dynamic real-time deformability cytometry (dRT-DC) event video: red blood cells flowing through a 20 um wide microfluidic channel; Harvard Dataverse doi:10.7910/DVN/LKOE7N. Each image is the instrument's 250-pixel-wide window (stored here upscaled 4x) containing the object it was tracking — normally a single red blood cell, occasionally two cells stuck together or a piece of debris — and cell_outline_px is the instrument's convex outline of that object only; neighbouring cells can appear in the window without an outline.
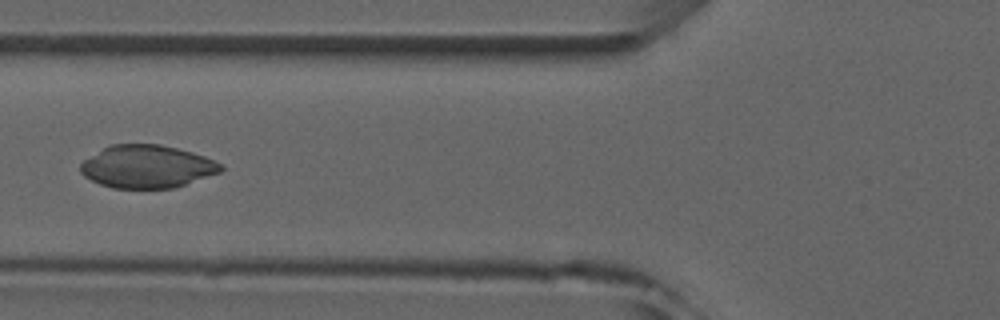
{"species": "common noctule bat (a hibernating species)", "species_latin": "Nyctalus noctula", "temperature_condition": "room temperature", "stored_images_in_passage": 5, "camera_frame_rate_fps": 3000, "um_per_image_px": 0.085, "animal": {"sex": "male", "forearm_length_mm": 52.5}, "frame": {"image": 1, "passage_image": 4, "time_ms": 3.667, "image_size_px": [1000, 320], "cell_outline_px": [[224, 168], [220, 172], [172, 188], [112, 188], [100, 184], [84, 176], [80, 172], [80, 164], [84, 160], [108, 144], [160, 144], [192, 152], [204, 156], [224, 164]], "centroid_in_image_um": [12.48, 14.15], "position_along_channel_um": 113.3, "area_um2": 34.97}}
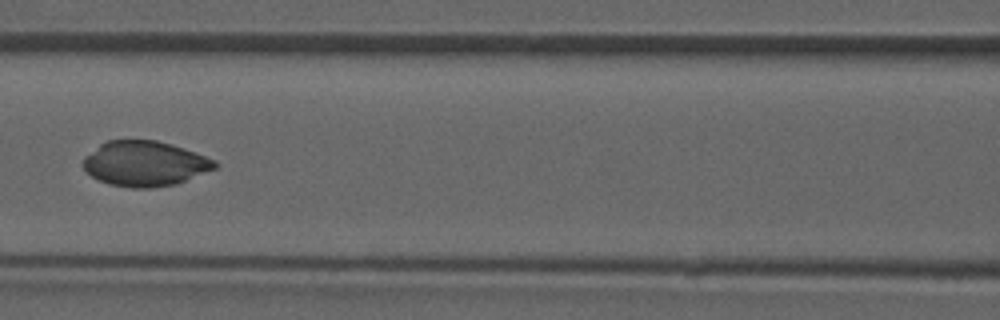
{"frame": {"image": 2, "passage_image": 5, "time_ms": 4.667, "image_size_px": [1000, 320], "cell_outline_px": [[220, 164], [216, 168], [176, 184], [152, 188], [132, 188], [108, 184], [92, 176], [84, 168], [84, 156], [100, 144], [108, 140], [156, 140], [184, 148], [216, 160]], "centroid_in_image_um": [12.33, 13.91], "position_along_channel_um": 154.3, "area_um2": 34.56}}